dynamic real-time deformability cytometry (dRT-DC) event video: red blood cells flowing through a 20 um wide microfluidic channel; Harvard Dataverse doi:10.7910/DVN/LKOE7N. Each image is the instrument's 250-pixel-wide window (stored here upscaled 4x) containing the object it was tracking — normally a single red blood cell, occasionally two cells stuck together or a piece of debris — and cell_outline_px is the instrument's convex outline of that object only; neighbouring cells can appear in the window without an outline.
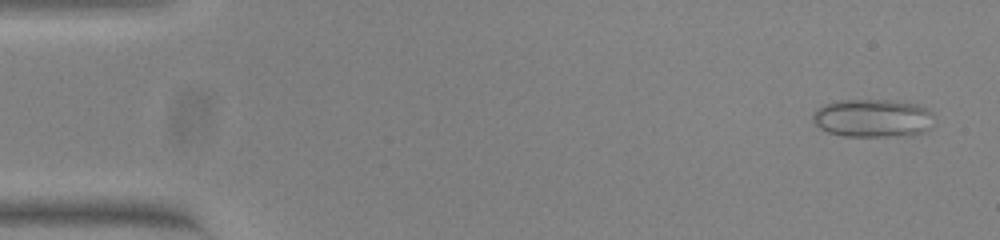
{"species": "common noctule bat (a hibernating species)", "species_latin": "Nyctalus noctula", "temperature_condition": "warm", "stored_images_in_passage": 53, "camera_frame_rate_fps": 3000, "um_per_image_px": 0.085, "animal": {"sex": "female", "body_mass_g": 23.0, "forearm_length_mm": 53.4}, "frame": {"image": 1, "passage_image": 2, "time_ms": 0.333, "image_size_px": [1000, 240], "cell_outline_px": [[936, 124], [924, 132], [908, 136], [844, 136], [828, 132], [820, 128], [812, 120], [812, 112], [816, 108], [824, 104], [836, 100], [888, 100], [916, 104], [932, 112], [936, 120]], "centroid_in_image_um": [74.21, 10.05], "position_along_channel_um": 10.8, "area_um2": 27.46}}
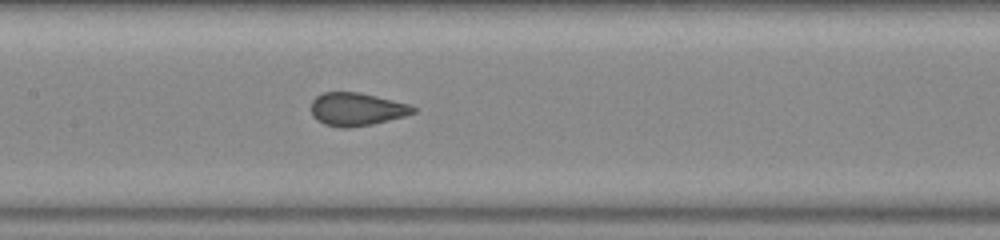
{"frame": {"image": 2, "passage_image": 25, "time_ms": 8.0, "image_size_px": [1000, 240], "cell_outline_px": [[416, 112], [404, 116], [372, 124], [348, 128], [340, 128], [324, 124], [312, 116], [312, 100], [316, 96], [324, 92], [360, 92], [408, 104], [416, 108]], "centroid_in_image_um": [30.3, 9.28], "position_along_channel_um": 177.1, "area_um2": 19.54}}
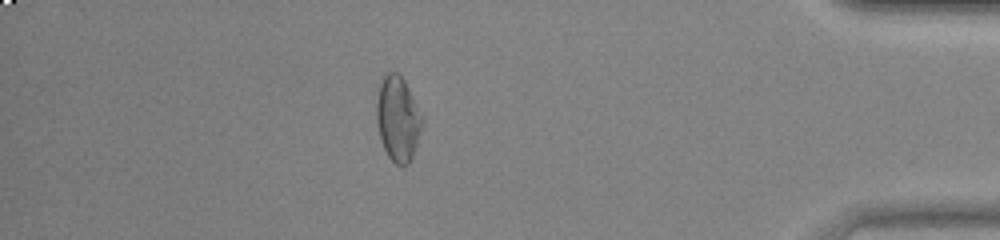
{"frame": {"image": 3, "passage_image": 46, "time_ms": 15.0, "image_size_px": [1000, 240], "cell_outline_px": [[420, 128], [412, 156], [408, 164], [396, 164], [388, 156], [380, 140], [376, 120], [376, 100], [380, 84], [384, 76], [388, 72], [400, 72], [408, 88], [420, 116]], "centroid_in_image_um": [33.75, 10.07], "position_along_channel_um": 401.5, "area_um2": 21.79}}